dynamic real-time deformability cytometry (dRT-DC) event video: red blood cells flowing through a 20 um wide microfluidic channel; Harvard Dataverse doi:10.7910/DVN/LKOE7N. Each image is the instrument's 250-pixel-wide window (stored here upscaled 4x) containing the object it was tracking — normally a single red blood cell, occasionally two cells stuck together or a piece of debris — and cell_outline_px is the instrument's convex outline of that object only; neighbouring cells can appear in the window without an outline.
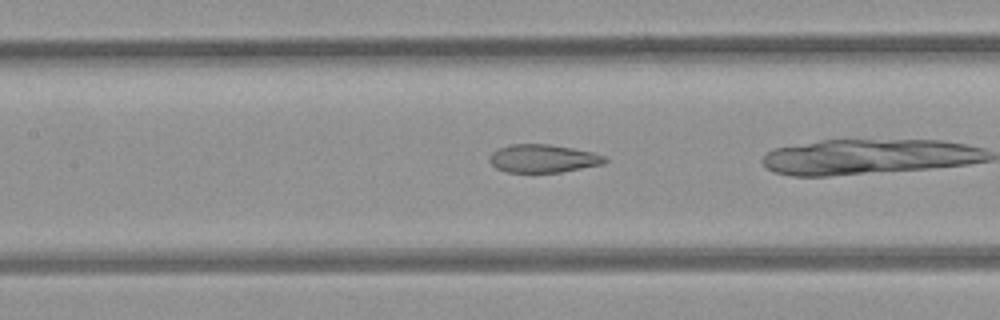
{"species": "common noctule bat (a hibernating species)", "species_latin": "Nyctalus noctula", "temperature_condition": "room temperature", "stored_images_in_passage": 13, "camera_frame_rate_fps": 3000, "um_per_image_px": 0.085, "animal": {"sex": "female", "body_mass_g": 21.9}, "frame": {"image": 1, "passage_image": 8, "time_ms": 2.333, "image_size_px": [1000, 320], "cell_outline_px": [[608, 160], [604, 164], [560, 172], [504, 172], [496, 168], [488, 160], [488, 156], [496, 148], [512, 144], [548, 144], [572, 148], [592, 152], [604, 156]], "centroid_in_image_um": [46.12, 13.47], "position_along_channel_um": 161.3, "area_um2": 18.96}}
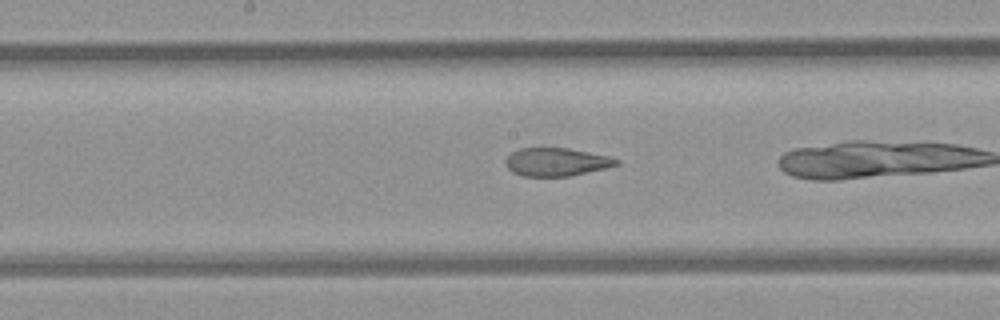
{"frame": {"image": 2, "passage_image": 11, "time_ms": 3.333, "image_size_px": [1000, 320], "cell_outline_px": [[620, 164], [604, 168], [568, 176], [520, 176], [512, 172], [504, 164], [504, 160], [512, 152], [520, 148], [568, 148], [608, 156], [620, 160]], "centroid_in_image_um": [47.25, 13.76], "position_along_channel_um": 201.0, "area_um2": 18.09}}